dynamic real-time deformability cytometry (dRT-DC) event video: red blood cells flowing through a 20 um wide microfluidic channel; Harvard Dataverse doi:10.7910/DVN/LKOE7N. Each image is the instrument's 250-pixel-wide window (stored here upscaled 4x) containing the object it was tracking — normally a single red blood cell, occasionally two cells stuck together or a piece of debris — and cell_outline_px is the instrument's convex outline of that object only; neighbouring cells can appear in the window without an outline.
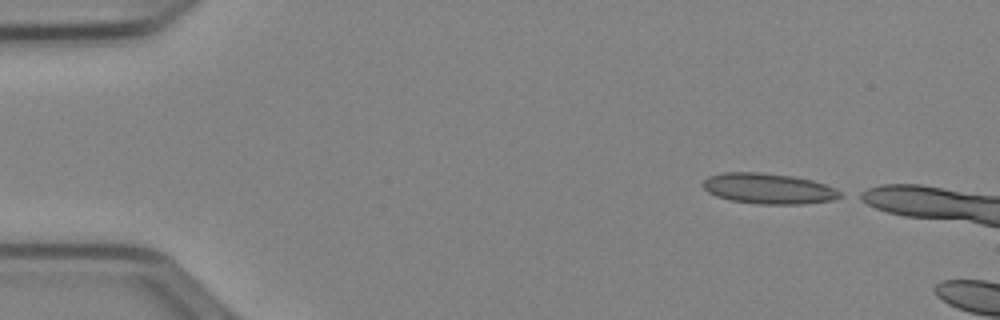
{"species": "Egyptian fruit bat (a non-hibernating species)", "species_latin": "Rousettus aegyptiacus", "temperature_condition": "cold", "stored_images_in_passage": 5, "camera_frame_rate_fps": 3000, "um_per_image_px": 0.085, "animal": {"sex": "female"}, "frame": {"image": 1, "passage_image": 1, "time_ms": 0.0, "image_size_px": [1000, 320], "cell_outline_px": [[844, 196], [832, 200], [804, 204], [756, 204], [728, 200], [716, 196], [708, 192], [700, 184], [708, 176], [724, 172], [760, 172], [792, 176], [812, 180], [836, 188], [844, 192]], "centroid_in_image_um": [65.33, 16.03], "position_along_channel_um": 19.7, "area_um2": 24.8}}